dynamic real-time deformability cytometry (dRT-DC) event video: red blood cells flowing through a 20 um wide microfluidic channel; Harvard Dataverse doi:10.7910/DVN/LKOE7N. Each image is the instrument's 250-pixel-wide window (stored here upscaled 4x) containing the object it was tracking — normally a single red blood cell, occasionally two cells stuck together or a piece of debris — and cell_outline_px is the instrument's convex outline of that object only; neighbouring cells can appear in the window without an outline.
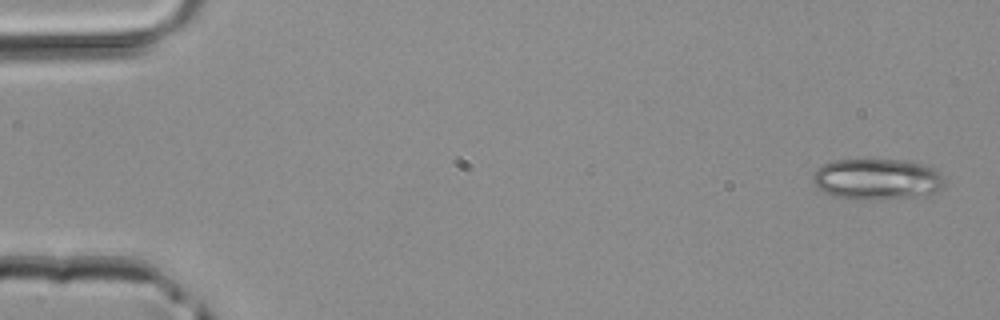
{"species": "common noctule bat (a hibernating species)", "species_latin": "Nyctalus noctula", "temperature_condition": "room temperature", "stored_images_in_passage": 3, "camera_frame_rate_fps": 3000, "um_per_image_px": 0.085, "animal": {"sex": "male", "body_mass_g": 20.4}, "frame": {"image": 1, "passage_image": 1, "time_ms": 0.0, "image_size_px": [1000, 320], "cell_outline_px": [[944, 188], [928, 196], [880, 200], [860, 200], [832, 196], [816, 188], [812, 184], [812, 172], [816, 168], [824, 164], [836, 160], [896, 160], [924, 164], [936, 168], [940, 172], [944, 184]], "centroid_in_image_um": [74.55, 15.26], "position_along_channel_um": 10.5, "area_um2": 32.25}}